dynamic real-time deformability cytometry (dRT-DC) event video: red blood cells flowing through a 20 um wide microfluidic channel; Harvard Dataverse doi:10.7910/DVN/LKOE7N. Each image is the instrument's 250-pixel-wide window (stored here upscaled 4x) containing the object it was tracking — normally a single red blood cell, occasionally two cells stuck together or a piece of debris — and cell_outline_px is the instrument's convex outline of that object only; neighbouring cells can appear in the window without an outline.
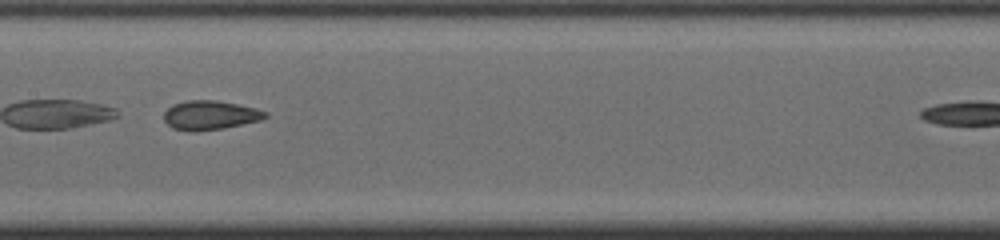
{"species": "common noctule bat (a hibernating species)", "species_latin": "Nyctalus noctula", "temperature_condition": "cold", "stored_images_in_passage": 33, "camera_frame_rate_fps": 3000, "um_per_image_px": 0.085, "animal": {"sex": "male", "body_mass_g": 19.0, "forearm_length_mm": 50.8}, "frame": {"image": 1, "passage_image": 15, "time_ms": 4.667, "image_size_px": [1000, 240], "cell_outline_px": [[268, 116], [260, 120], [220, 128], [192, 132], [172, 128], [164, 120], [164, 112], [172, 104], [188, 100], [216, 100], [236, 104], [268, 112]], "centroid_in_image_um": [17.8, 9.78], "position_along_channel_um": 189.6, "area_um2": 16.94}}